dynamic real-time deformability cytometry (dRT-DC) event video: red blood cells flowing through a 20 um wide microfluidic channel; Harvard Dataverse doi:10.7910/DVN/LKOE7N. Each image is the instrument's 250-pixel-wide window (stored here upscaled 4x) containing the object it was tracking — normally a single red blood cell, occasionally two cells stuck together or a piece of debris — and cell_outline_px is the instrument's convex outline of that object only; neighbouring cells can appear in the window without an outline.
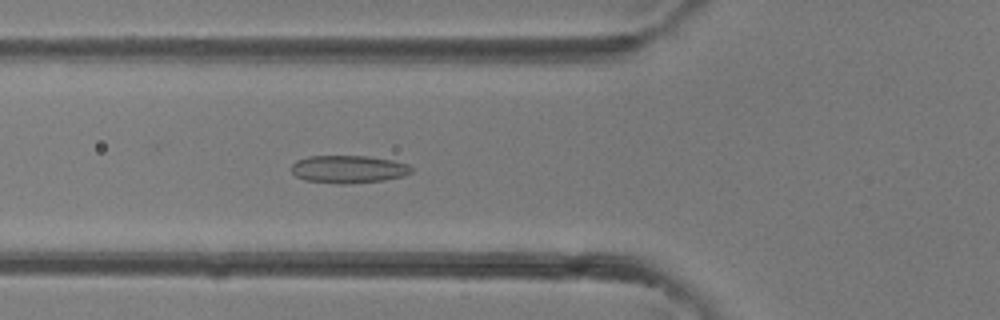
{"species": "common noctule bat (a hibernating species)", "species_latin": "Nyctalus noctula", "temperature_condition": "room temperature", "stored_images_in_passage": 40, "camera_frame_rate_fps": 3000, "um_per_image_px": 0.085, "animal": {"sex": "female"}, "frame": {"image": 1, "passage_image": 15, "time_ms": 4.667, "image_size_px": [1000, 320], "cell_outline_px": [[412, 172], [404, 176], [384, 180], [344, 184], [340, 184], [304, 180], [296, 176], [292, 172], [292, 164], [296, 160], [308, 156], [368, 156], [392, 160], [408, 164], [412, 168]], "centroid_in_image_um": [29.62, 14.38], "position_along_channel_um": 96.2, "area_um2": 19.42}}
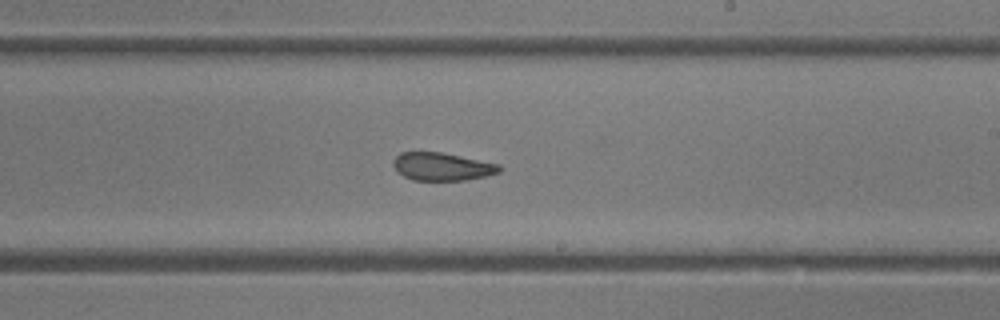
{"frame": {"image": 2, "passage_image": 24, "time_ms": 7.667, "image_size_px": [1000, 320], "cell_outline_px": [[500, 172], [488, 176], [464, 180], [412, 180], [396, 172], [392, 164], [392, 160], [400, 152], [440, 152], [500, 164]], "centroid_in_image_um": [37.54, 14.16], "position_along_channel_um": 251.5, "area_um2": 17.34}}
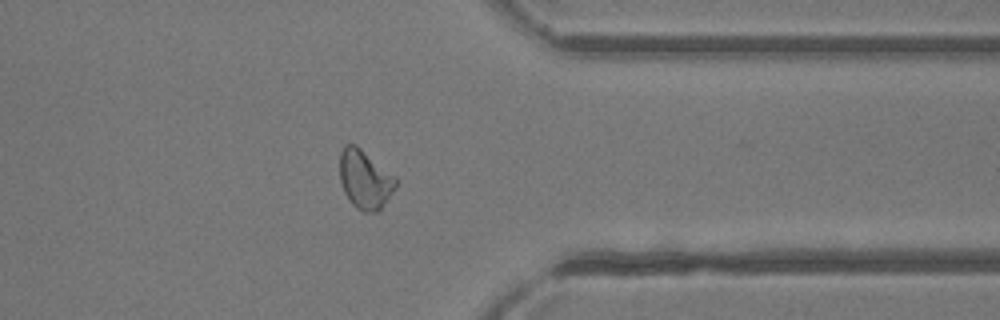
{"frame": {"image": 3, "passage_image": 32, "time_ms": 10.333, "image_size_px": [1000, 320], "cell_outline_px": [[396, 188], [380, 208], [376, 212], [364, 212], [356, 208], [352, 204], [344, 192], [340, 180], [340, 152], [344, 144], [356, 144], [396, 176]], "centroid_in_image_um": [31.01, 15.23], "position_along_channel_um": 380.4, "area_um2": 19.25}}